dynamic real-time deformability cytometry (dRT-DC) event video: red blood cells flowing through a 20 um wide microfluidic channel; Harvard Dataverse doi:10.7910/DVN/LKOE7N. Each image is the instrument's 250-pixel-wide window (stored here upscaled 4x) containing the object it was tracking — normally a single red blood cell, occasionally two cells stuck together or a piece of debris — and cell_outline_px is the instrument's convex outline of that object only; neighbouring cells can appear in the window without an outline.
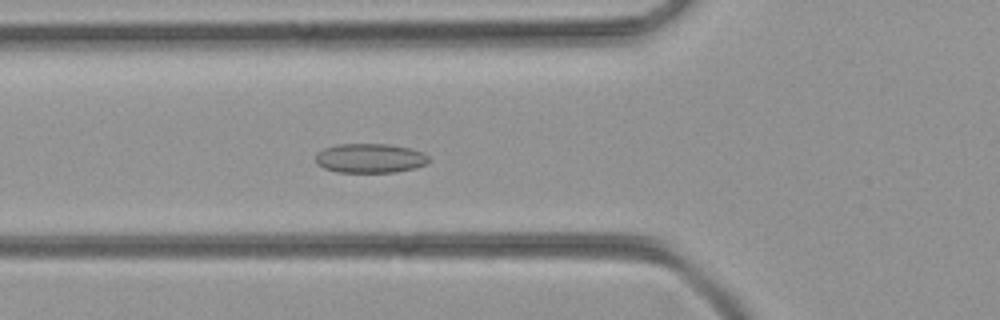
{"species": "common noctule bat (a hibernating species)", "species_latin": "Nyctalus noctula", "temperature_condition": "room temperature", "stored_images_in_passage": 47, "camera_frame_rate_fps": 3000, "um_per_image_px": 0.085, "animal": {"sex": "female", "body_mass_g": 21.9}, "frame": {"image": 1, "passage_image": 15, "time_ms": 4.667, "image_size_px": [1000, 320], "cell_outline_px": [[428, 164], [416, 168], [396, 172], [336, 172], [324, 168], [316, 164], [316, 152], [324, 148], [340, 144], [388, 144], [408, 148], [424, 152], [428, 156]], "centroid_in_image_um": [31.45, 13.45], "position_along_channel_um": 94.3, "area_um2": 19.48}}
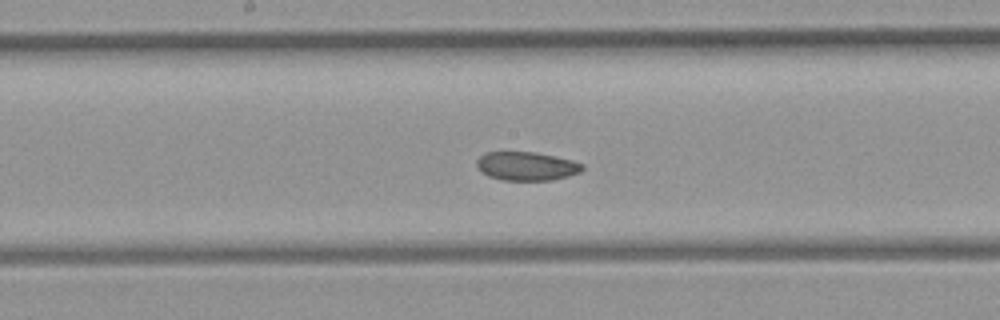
{"frame": {"image": 2, "passage_image": 23, "time_ms": 7.333, "image_size_px": [1000, 320], "cell_outline_px": [[584, 168], [580, 172], [568, 176], [552, 180], [500, 180], [488, 176], [476, 164], [476, 160], [484, 152], [536, 152], [556, 156], [572, 160], [584, 164]], "centroid_in_image_um": [44.78, 14.11], "position_along_channel_um": 203.4, "area_um2": 17.69}}
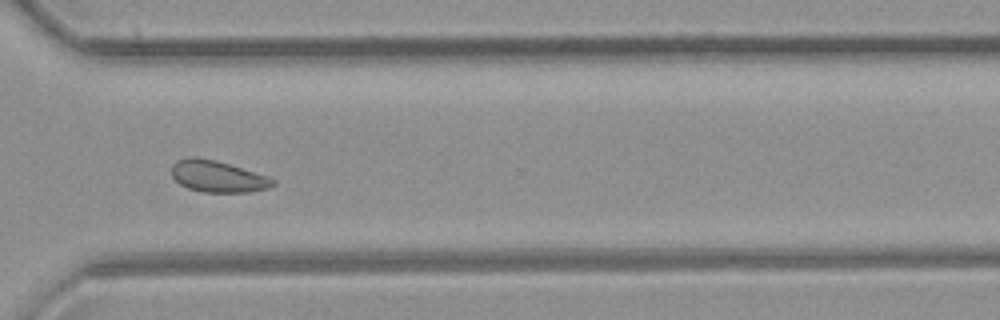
{"frame": {"image": 3, "passage_image": 34, "time_ms": 11.0, "image_size_px": [1000, 320], "cell_outline_px": [[276, 184], [268, 188], [248, 192], [204, 192], [188, 188], [180, 184], [172, 176], [172, 164], [176, 160], [192, 156], [216, 160], [268, 176], [276, 180]], "centroid_in_image_um": [18.51, 14.99], "position_along_channel_um": 352.1, "area_um2": 18.61}}